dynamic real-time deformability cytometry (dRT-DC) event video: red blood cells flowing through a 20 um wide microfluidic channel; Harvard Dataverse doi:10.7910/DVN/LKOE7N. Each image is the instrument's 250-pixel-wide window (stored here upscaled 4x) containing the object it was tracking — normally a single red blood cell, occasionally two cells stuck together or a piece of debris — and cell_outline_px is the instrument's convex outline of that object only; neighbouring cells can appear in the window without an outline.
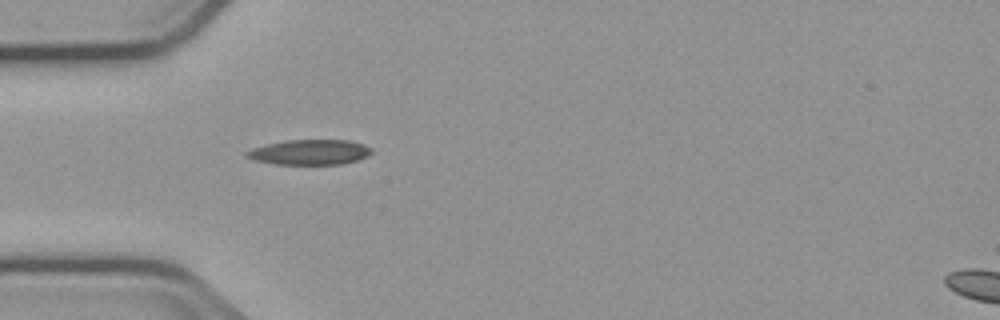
{"species": "common noctule bat (a hibernating species)", "species_latin": "Nyctalus noctula", "temperature_condition": "cold", "stored_images_in_passage": 2, "segment_of_instrument_passage": [1, 2], "camera_frame_rate_fps": 3000, "um_per_image_px": 0.085, "animal": {"sex": "male", "body_mass_g": 23.1, "forearm_length_mm": 52.7}, "frame": {"image": 1, "passage_image": 1, "time_ms": 0.0, "image_size_px": [1000, 320], "cell_outline_px": [[372, 152], [368, 156], [344, 164], [276, 164], [256, 160], [248, 156], [244, 152], [252, 148], [268, 144], [288, 140], [348, 140], [364, 144], [372, 148]], "centroid_in_image_um": [26.38, 12.93], "position_along_channel_um": 58.6, "area_um2": 18.15}}